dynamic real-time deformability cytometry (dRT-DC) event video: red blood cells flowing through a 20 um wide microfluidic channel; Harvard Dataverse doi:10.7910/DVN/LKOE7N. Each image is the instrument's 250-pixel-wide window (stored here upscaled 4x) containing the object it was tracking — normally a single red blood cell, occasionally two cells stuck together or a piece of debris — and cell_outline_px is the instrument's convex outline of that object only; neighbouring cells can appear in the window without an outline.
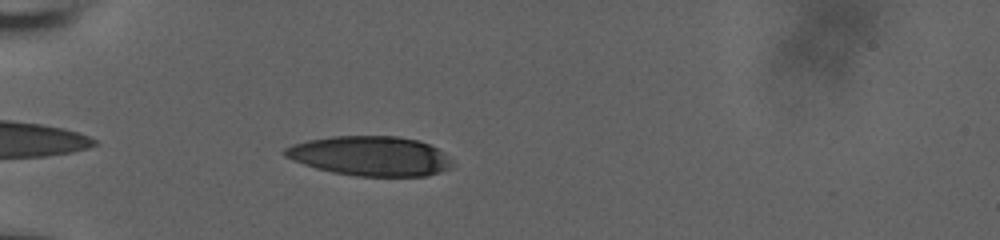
{"species": "human", "species_latin": "Homo sapiens", "temperature_condition": "room temperature", "stored_images_in_passage": 38, "camera_frame_rate_fps": 3000, "um_per_image_px": 0.085, "donor": {"sex": "male"}, "frame": {"image": 1, "passage_image": 3, "time_ms": 0.667, "image_size_px": [1000, 240], "cell_outline_px": [[452, 168], [440, 172], [424, 176], [356, 176], [332, 172], [316, 168], [292, 160], [284, 156], [284, 148], [292, 144], [308, 140], [332, 136], [396, 136], [416, 140], [428, 144], [444, 152], [452, 164]], "centroid_in_image_um": [31.45, 13.26], "position_along_channel_um": 53.5, "area_um2": 38.55}}
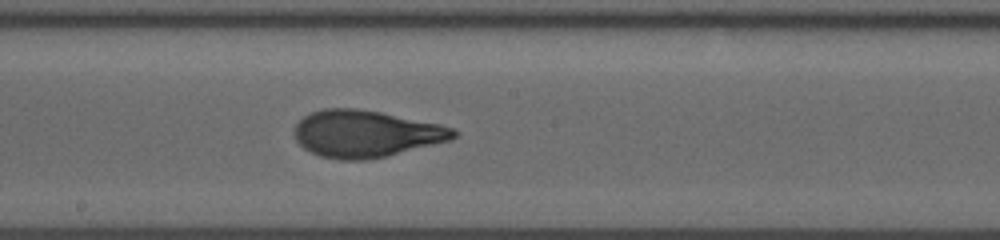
{"frame": {"image": 2, "passage_image": 18, "time_ms": 5.667, "image_size_px": [1000, 240], "cell_outline_px": [[460, 132], [452, 140], [388, 156], [364, 160], [340, 160], [320, 156], [304, 148], [296, 140], [296, 124], [304, 116], [312, 112], [324, 108], [356, 108], [380, 112], [440, 124], [452, 128]], "centroid_in_image_um": [31.13, 11.37], "position_along_channel_um": 217.1, "area_um2": 43.47}}
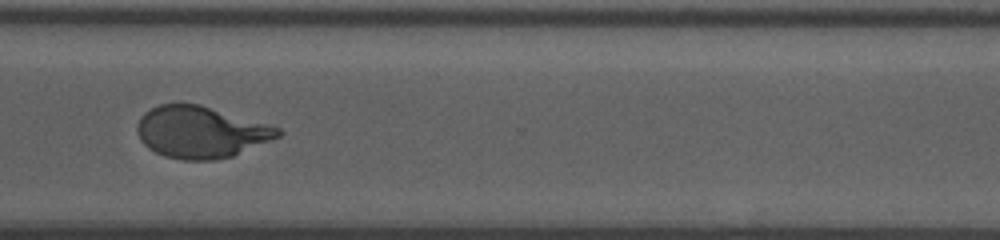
{"frame": {"image": 3, "passage_image": 29, "time_ms": 9.333, "image_size_px": [1000, 240], "cell_outline_px": [[284, 132], [280, 136], [272, 140], [232, 156], [216, 160], [184, 160], [164, 156], [148, 148], [140, 140], [136, 128], [136, 124], [140, 116], [144, 112], [160, 104], [200, 104], [268, 124], [280, 128]], "centroid_in_image_um": [17.06, 11.23], "position_along_channel_um": 353.5, "area_um2": 42.48}, "authors_computed_cell_mechanics": {"area_um2": 42.4541, "velocity_mm_per_s": 3.7271, "shape_relaxation_time_tau1_ms": 4.8999, "shape_relaxation_time_tau2_ms": 0.7676, "deformation_change_tau1": 0.2364, "deformation_change_tau2": 0.0742}}